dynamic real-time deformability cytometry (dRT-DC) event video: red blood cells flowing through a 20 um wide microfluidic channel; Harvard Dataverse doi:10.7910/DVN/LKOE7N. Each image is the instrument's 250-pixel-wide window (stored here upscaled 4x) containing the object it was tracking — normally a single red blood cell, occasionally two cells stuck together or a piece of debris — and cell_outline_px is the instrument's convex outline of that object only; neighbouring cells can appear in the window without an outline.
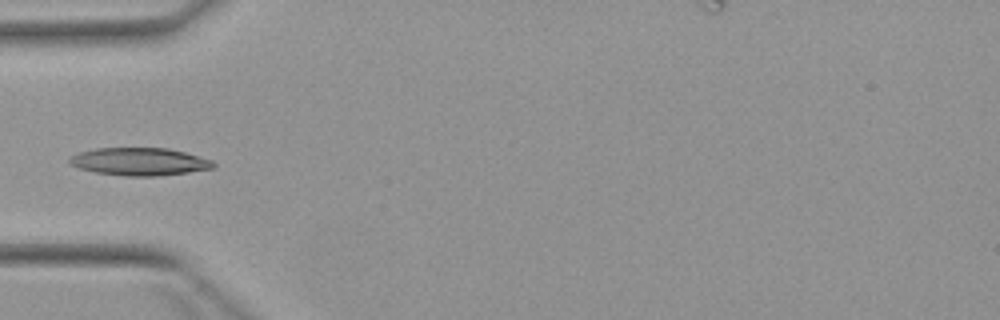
{"species": "Egyptian fruit bat (a non-hibernating species)", "species_latin": "Rousettus aegyptiacus", "temperature_condition": "warm", "stored_images_in_passage": 2, "camera_frame_rate_fps": 3000, "um_per_image_px": 0.085, "animal": {"sex": "female"}, "frame": {"image": 1, "passage_image": 2, "time_ms": 1.0, "image_size_px": [1000, 320], "cell_outline_px": [[216, 168], [188, 172], [156, 176], [124, 176], [96, 172], [80, 168], [68, 164], [68, 160], [72, 156], [80, 152], [96, 148], [168, 148], [184, 152], [212, 160], [216, 164]], "centroid_in_image_um": [11.87, 13.74], "position_along_channel_um": 73.1, "area_um2": 23.18}}